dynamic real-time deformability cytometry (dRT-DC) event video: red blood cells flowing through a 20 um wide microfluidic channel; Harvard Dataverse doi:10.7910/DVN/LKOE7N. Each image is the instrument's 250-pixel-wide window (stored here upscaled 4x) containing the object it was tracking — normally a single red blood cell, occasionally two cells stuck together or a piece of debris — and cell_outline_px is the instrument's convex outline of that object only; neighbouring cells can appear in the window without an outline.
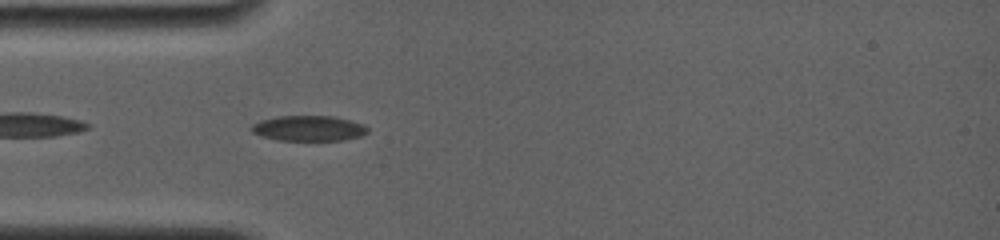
{"species": "common noctule bat (a hibernating species)", "species_latin": "Nyctalus noctula", "temperature_condition": "room temperature", "stored_images_in_passage": 54, "camera_frame_rate_fps": 4000, "um_per_image_px": 0.085, "animal": {"sex": "female", "body_mass_g": 19.0, "forearm_length_mm": 56.7}, "frame": {"image": 1, "passage_image": 5, "time_ms": 0.75, "image_size_px": [1000, 240], "cell_outline_px": [[368, 132], [360, 136], [344, 140], [280, 140], [264, 136], [252, 132], [248, 128], [252, 124], [260, 120], [280, 116], [332, 116], [364, 124], [368, 128]], "centroid_in_image_um": [26.23, 10.9], "position_along_channel_um": 58.8, "area_um2": 17.05}}
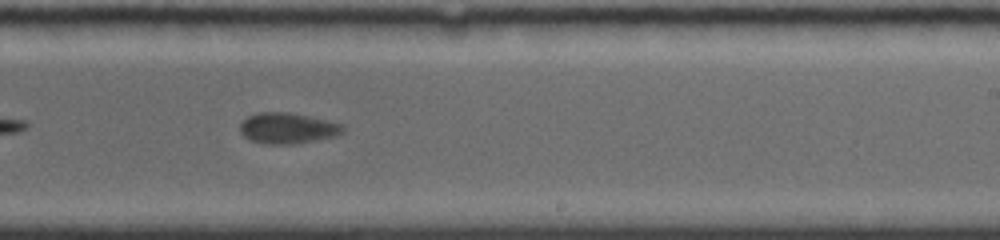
{"frame": {"image": 2, "passage_image": 27, "time_ms": 6.25, "image_size_px": [1000, 240], "cell_outline_px": [[344, 132], [336, 136], [292, 144], [264, 144], [248, 140], [240, 132], [240, 124], [248, 116], [260, 112], [288, 112], [308, 116], [340, 124], [344, 128]], "centroid_in_image_um": [24.4, 10.9], "position_along_channel_um": 264.6, "area_um2": 18.32}}
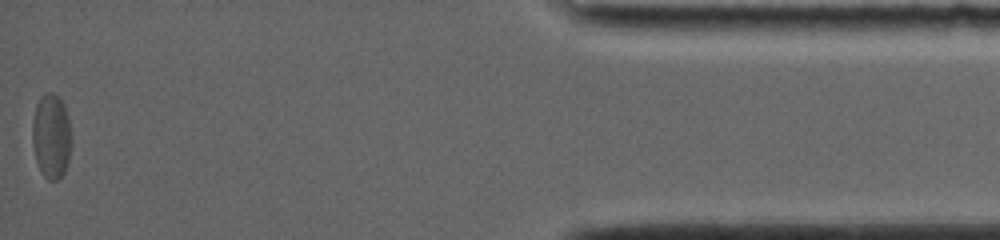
{"frame": {"image": 3, "passage_image": 54, "time_ms": 12.5, "image_size_px": [1000, 240], "cell_outline_px": [[72, 144], [68, 164], [64, 172], [56, 180], [48, 180], [40, 172], [36, 160], [32, 144], [32, 124], [36, 104], [40, 96], [44, 92], [52, 92], [64, 104], [68, 116], [72, 132]], "centroid_in_image_um": [4.37, 11.57], "position_along_channel_um": 430.8, "area_um2": 19.77}, "authors_computed_cell_mechanics": {"area_um2": 18.785, "velocity_mm_per_s": 3.7688, "shape_relaxation_time_tau1_ms": 3.9582, "shape_relaxation_time_tau2_ms": 1.4412, "deformation_change_tau1": 0.1196, "deformation_change_tau2": 0.0534}}